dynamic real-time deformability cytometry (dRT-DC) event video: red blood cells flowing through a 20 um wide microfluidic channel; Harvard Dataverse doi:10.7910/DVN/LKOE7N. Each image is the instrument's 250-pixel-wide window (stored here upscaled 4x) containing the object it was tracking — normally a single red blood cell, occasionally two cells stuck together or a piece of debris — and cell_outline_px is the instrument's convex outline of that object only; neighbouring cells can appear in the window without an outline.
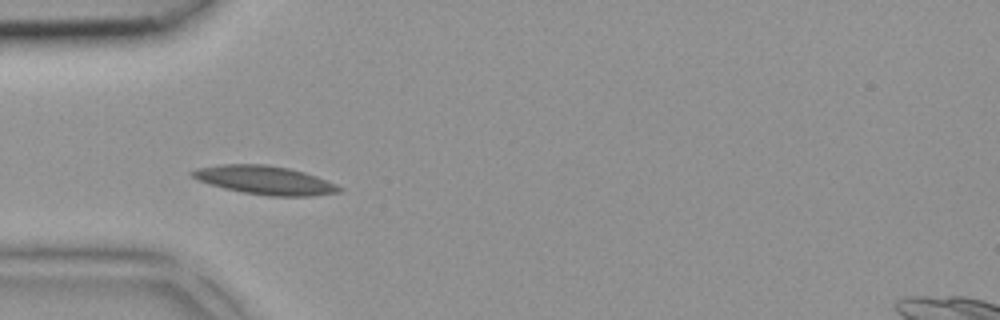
{"species": "common noctule bat (a hibernating species)", "species_latin": "Nyctalus noctula", "temperature_condition": "room temperature", "stored_images_in_passage": 3, "camera_frame_rate_fps": 3000, "um_per_image_px": 0.085, "animal": {"sex": "female", "body_mass_g": 18.4}, "frame": {"image": 1, "passage_image": 3, "time_ms": 0.667, "image_size_px": [1000, 320], "cell_outline_px": [[344, 192], [312, 196], [268, 196], [244, 192], [224, 188], [208, 184], [196, 180], [188, 172], [196, 168], [220, 164], [268, 164], [288, 168], [304, 172], [316, 176], [336, 184], [344, 188]], "centroid_in_image_um": [22.52, 15.31], "position_along_channel_um": 62.5, "area_um2": 24.74}}